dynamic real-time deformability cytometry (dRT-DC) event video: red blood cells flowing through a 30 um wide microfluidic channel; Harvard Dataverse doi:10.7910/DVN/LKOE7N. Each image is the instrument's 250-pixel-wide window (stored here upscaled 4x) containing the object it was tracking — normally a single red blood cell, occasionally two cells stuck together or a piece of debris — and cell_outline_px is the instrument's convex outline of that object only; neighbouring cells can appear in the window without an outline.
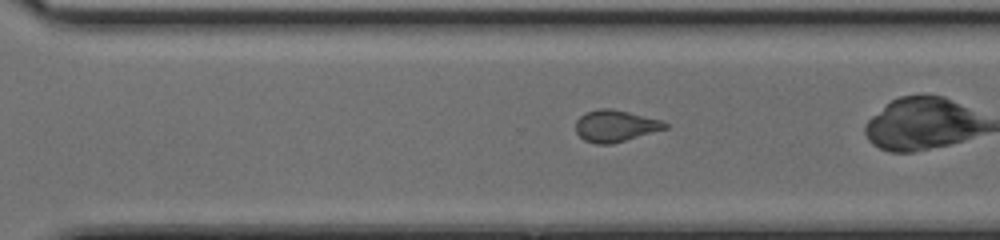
{"species": "common noctule bat (a hibernating species)", "species_latin": "Nyctalus noctula", "temperature_condition": "cold", "stored_images_in_passage": 49, "camera_frame_rate_fps": 3000, "um_per_image_px": 0.085, "animal": {"sex": "female", "body_mass_g": 17.0, "forearm_length_mm": 48.0}, "frame": {"image": 1, "passage_image": 33, "time_ms": 10.667, "image_size_px": [1000, 240], "cell_outline_px": [[668, 128], [612, 144], [596, 144], [584, 140], [576, 132], [576, 120], [580, 116], [588, 112], [600, 108], [612, 108], [660, 120], [668, 124]], "centroid_in_image_um": [52.29, 10.71], "position_along_channel_um": 318.3, "area_um2": 16.36}, "authors_computed_cell_mechanics": {"area_um2": 18.0336, "velocity_mm_per_s": 4.2104, "shape_relaxation_time_tau1_ms": 7.5006, "shape_relaxation_time_tau2_ms": null, "deformation_change_tau1": 0.1244, "deformation_change_tau2": null}}